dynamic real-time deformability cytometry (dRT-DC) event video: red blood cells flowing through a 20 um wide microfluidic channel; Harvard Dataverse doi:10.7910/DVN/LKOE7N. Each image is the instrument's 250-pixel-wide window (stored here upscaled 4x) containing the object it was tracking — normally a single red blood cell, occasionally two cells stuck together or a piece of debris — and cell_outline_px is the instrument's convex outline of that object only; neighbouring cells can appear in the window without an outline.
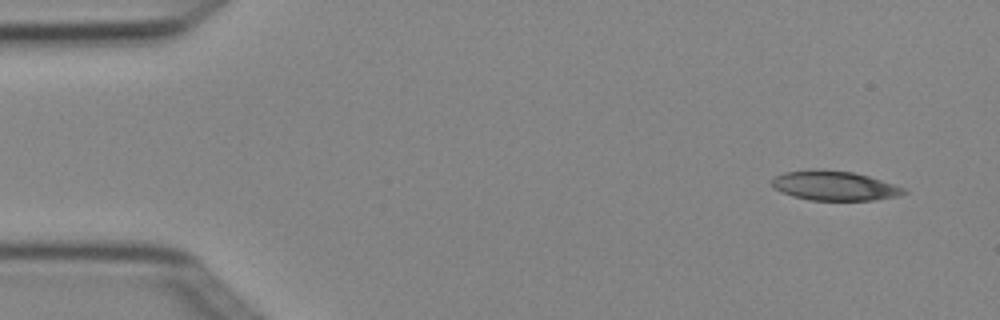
{"species": "Egyptian fruit bat (a non-hibernating species)", "species_latin": "Rousettus aegyptiacus", "temperature_condition": "cold", "stored_images_in_passage": 4, "camera_frame_rate_fps": 3000, "um_per_image_px": 0.085, "animal": {"sex": "female"}, "frame": {"image": 1, "passage_image": 1, "time_ms": 0.0, "image_size_px": [1000, 320], "cell_outline_px": [[908, 192], [900, 196], [876, 200], [808, 200], [792, 196], [780, 192], [772, 184], [772, 180], [776, 176], [784, 172], [812, 168], [820, 168], [852, 172], [868, 176], [904, 188]], "centroid_in_image_um": [70.91, 15.78], "position_along_channel_um": 14.1, "area_um2": 22.83}}